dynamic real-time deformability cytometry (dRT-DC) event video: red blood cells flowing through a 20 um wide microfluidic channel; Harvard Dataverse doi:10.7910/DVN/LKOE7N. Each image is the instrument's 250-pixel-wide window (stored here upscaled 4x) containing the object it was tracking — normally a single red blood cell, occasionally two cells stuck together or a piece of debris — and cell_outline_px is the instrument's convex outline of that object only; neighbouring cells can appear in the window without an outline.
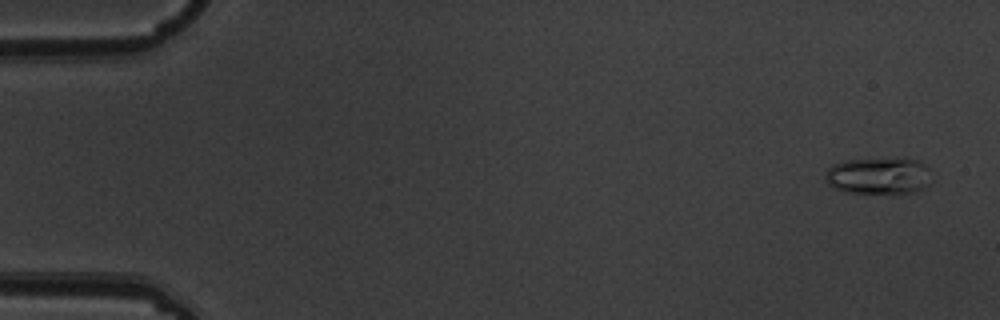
{"species": "common noctule bat (a hibernating species)", "species_latin": "Nyctalus noctula", "temperature_condition": "warm", "stored_images_in_passage": 5, "camera_frame_rate_fps": 3000, "um_per_image_px": 0.085, "animal": {"sex": "male", "body_mass_g": 19.5, "forearm_length_mm": 54.6}, "frame": {"image": 1, "passage_image": 1, "time_ms": 0.0, "image_size_px": [1000, 320], "cell_outline_px": [[928, 184], [916, 192], [896, 196], [844, 192], [832, 188], [828, 184], [824, 176], [828, 168], [832, 164], [844, 160], [904, 156], [920, 160], [928, 168]], "centroid_in_image_um": [74.67, 14.95], "position_along_channel_um": 10.3, "area_um2": 24.22}}